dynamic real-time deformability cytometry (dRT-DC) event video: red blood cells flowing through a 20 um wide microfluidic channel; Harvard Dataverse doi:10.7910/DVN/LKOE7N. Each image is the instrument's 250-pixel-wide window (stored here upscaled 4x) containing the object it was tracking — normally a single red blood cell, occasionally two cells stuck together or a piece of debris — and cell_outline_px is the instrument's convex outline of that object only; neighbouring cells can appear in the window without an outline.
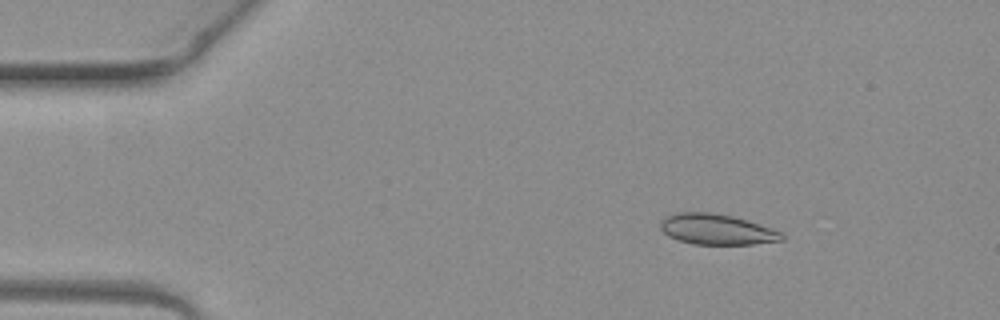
{"species": "common noctule bat (a hibernating species)", "species_latin": "Nyctalus noctula", "temperature_condition": "warm", "stored_images_in_passage": 4, "camera_frame_rate_fps": 3000, "um_per_image_px": 0.085, "animal": {"sex": "female", "body_mass_g": 19.3, "forearm_length_mm": 54.1}, "frame": {"image": 1, "passage_image": 1, "time_ms": 0.0, "image_size_px": [1000, 320], "cell_outline_px": [[784, 240], [752, 244], [692, 244], [668, 236], [660, 228], [660, 220], [664, 216], [676, 212], [712, 212], [732, 216], [772, 228], [780, 232], [784, 236]], "centroid_in_image_um": [60.88, 19.48], "position_along_channel_um": 24.1, "area_um2": 21.62}}